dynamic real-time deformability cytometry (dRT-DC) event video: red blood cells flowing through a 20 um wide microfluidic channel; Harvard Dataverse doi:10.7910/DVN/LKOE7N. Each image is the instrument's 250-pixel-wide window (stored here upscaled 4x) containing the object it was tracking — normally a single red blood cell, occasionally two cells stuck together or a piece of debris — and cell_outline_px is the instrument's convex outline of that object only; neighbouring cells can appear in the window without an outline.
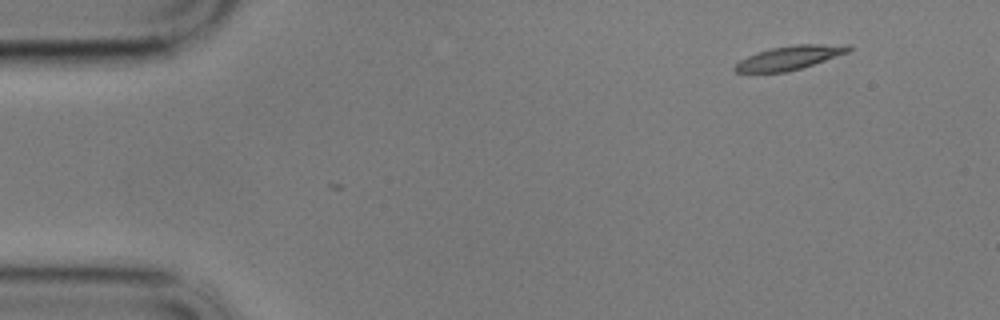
{"species": "common noctule bat (a hibernating species)", "species_latin": "Nyctalus noctula", "temperature_condition": "cold", "stored_images_in_passage": 2, "camera_frame_rate_fps": 3000, "um_per_image_px": 0.085, "animal": {"sex": "male", "body_mass_g": 17.9}, "frame": {"image": 1, "passage_image": 1, "time_ms": 0.0, "image_size_px": [1000, 320], "cell_outline_px": [[852, 48], [848, 52], [788, 72], [736, 72], [732, 68], [740, 60], [756, 52], [772, 48], [796, 44], [848, 44]], "centroid_in_image_um": [67.09, 4.89], "position_along_channel_um": 17.9, "area_um2": 15.61}}